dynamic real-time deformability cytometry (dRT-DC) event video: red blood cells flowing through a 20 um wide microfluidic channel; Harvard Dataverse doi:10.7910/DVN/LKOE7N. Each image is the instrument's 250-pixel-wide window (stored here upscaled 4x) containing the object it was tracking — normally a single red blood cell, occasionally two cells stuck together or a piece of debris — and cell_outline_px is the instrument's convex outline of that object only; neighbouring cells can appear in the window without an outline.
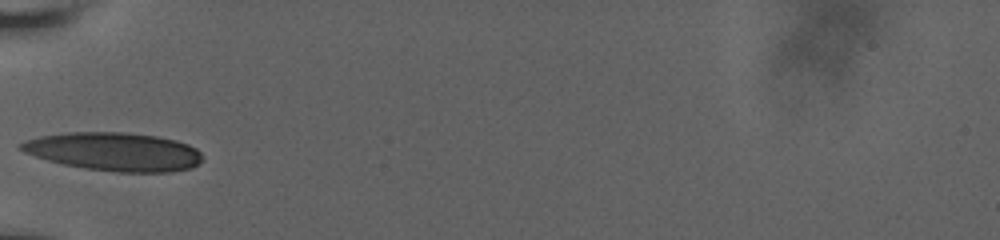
{"species": "human", "species_latin": "Homo sapiens", "temperature_condition": "room temperature", "stored_images_in_passage": 34, "camera_frame_rate_fps": 3000, "um_per_image_px": 0.085, "donor": {"sex": "male"}, "frame": {"image": 1, "passage_image": 1, "time_ms": 0.0, "image_size_px": [1000, 240], "cell_outline_px": [[204, 160], [192, 168], [168, 172], [116, 172], [84, 168], [64, 164], [48, 160], [24, 152], [20, 148], [20, 144], [24, 140], [40, 136], [68, 132], [124, 132], [156, 136], [176, 140], [188, 144], [196, 148], [200, 152]], "centroid_in_image_um": [9.74, 12.89], "position_along_channel_um": 75.3, "area_um2": 40.63}}
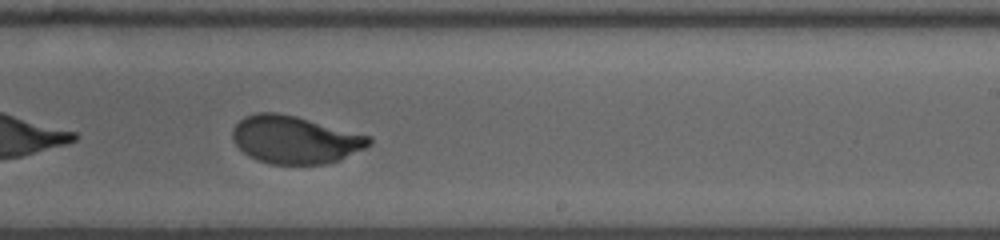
{"frame": {"image": 2, "passage_image": 16, "time_ms": 5.0, "image_size_px": [1000, 240], "cell_outline_px": [[372, 144], [340, 160], [324, 164], [268, 164], [256, 160], [248, 156], [232, 140], [232, 128], [244, 116], [256, 112], [276, 112], [296, 116], [372, 136]], "centroid_in_image_um": [25.07, 11.87], "position_along_channel_um": 263.9, "area_um2": 38.21}}
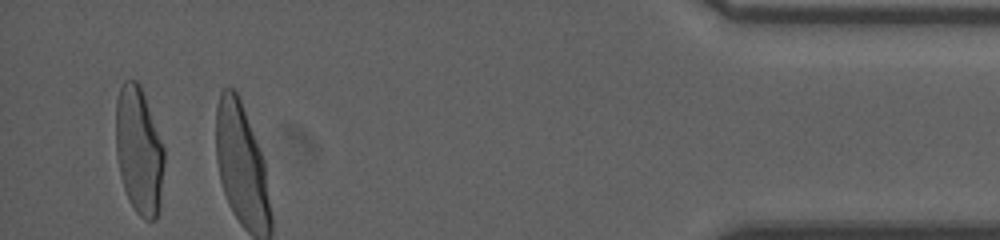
{"frame": {"image": 3, "passage_image": 32, "time_ms": 10.333, "image_size_px": [1000, 240], "cell_outline_px": [[164, 164], [160, 208], [156, 220], [144, 220], [136, 212], [124, 188], [120, 172], [116, 152], [116, 100], [120, 88], [124, 80], [136, 80], [140, 84], [164, 148]], "centroid_in_image_um": [11.82, 12.82], "position_along_channel_um": 423.4, "area_um2": 35.78}, "authors_computed_cell_mechanics": {"area_um2": 38.2058, "velocity_mm_per_s": 3.7824, "shape_relaxation_time_tau1_ms": 3.3258, "shape_relaxation_time_tau2_ms": null, "deformation_change_tau1": 0.1838, "deformation_change_tau2": null}}